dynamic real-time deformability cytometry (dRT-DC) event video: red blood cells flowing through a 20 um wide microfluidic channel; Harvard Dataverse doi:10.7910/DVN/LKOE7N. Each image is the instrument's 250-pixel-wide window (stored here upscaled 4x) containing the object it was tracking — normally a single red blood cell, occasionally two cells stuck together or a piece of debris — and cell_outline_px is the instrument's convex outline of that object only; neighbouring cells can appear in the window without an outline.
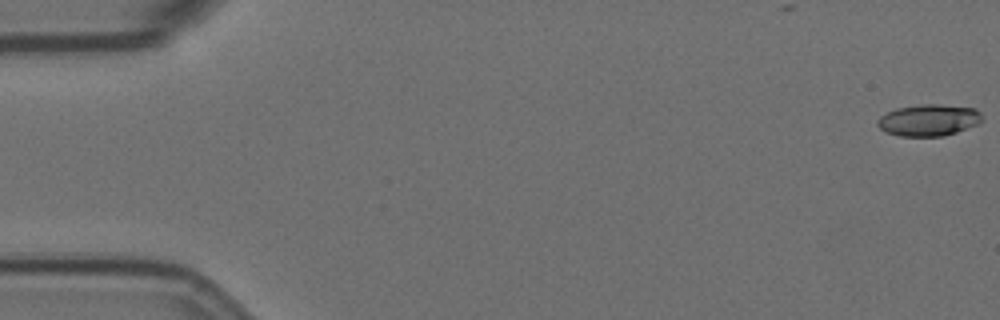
{"species": "Egyptian fruit bat (a non-hibernating species)", "species_latin": "Rousettus aegyptiacus", "temperature_condition": "room temperature", "stored_images_in_passage": 56, "camera_frame_rate_fps": 3000, "um_per_image_px": 0.085, "animal": {"sex": "female"}, "frame": {"image": 1, "passage_image": 1, "time_ms": 0.0, "image_size_px": [1000, 320], "cell_outline_px": [[984, 120], [976, 124], [956, 132], [944, 136], [900, 136], [884, 132], [876, 124], [876, 120], [880, 116], [896, 108], [920, 104], [940, 104], [976, 108], [984, 116]], "centroid_in_image_um": [78.94, 10.2], "position_along_channel_um": 6.1, "area_um2": 19.48}}
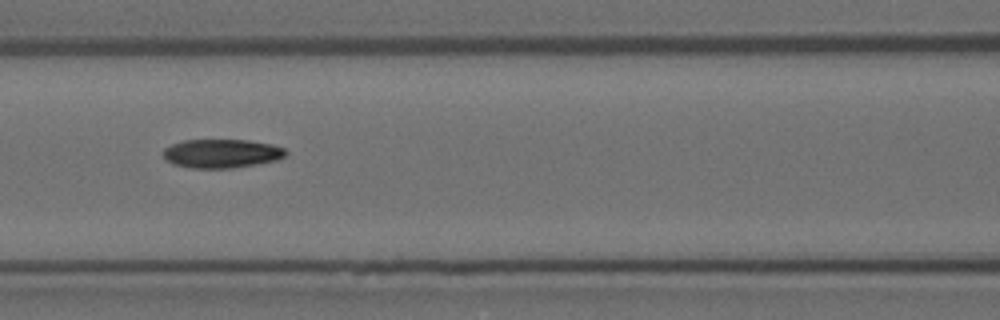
{"frame": {"image": 2, "passage_image": 25, "time_ms": 8.0, "image_size_px": [1000, 320], "cell_outline_px": [[288, 152], [284, 156], [276, 160], [256, 164], [228, 168], [192, 168], [176, 164], [168, 160], [164, 156], [164, 148], [172, 144], [184, 140], [248, 140], [272, 144], [284, 148]], "centroid_in_image_um": [18.87, 13.03], "position_along_channel_um": 147.7, "area_um2": 20.29}}
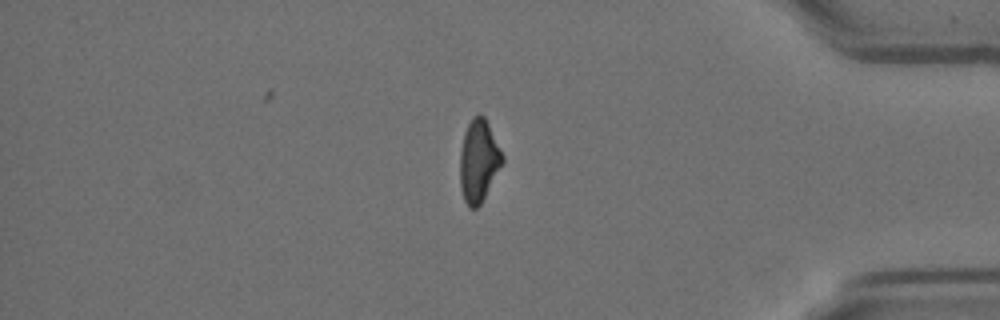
{"frame": {"image": 3, "passage_image": 48, "time_ms": 15.667, "image_size_px": [1000, 320], "cell_outline_px": [[504, 160], [480, 204], [476, 208], [468, 208], [464, 200], [460, 188], [460, 148], [464, 132], [472, 116], [480, 112], [484, 116], [504, 156]], "centroid_in_image_um": [40.66, 13.65], "position_along_channel_um": 394.5, "area_um2": 20.29}, "authors_computed_cell_mechanics": {"area_um2": 20.2878, "velocity_mm_per_s": 3.6203, "shape_relaxation_time_tau1_ms": null, "shape_relaxation_time_tau2_ms": 4.7256, "deformation_change_tau1": null, "deformation_change_tau2": 0.1099}}